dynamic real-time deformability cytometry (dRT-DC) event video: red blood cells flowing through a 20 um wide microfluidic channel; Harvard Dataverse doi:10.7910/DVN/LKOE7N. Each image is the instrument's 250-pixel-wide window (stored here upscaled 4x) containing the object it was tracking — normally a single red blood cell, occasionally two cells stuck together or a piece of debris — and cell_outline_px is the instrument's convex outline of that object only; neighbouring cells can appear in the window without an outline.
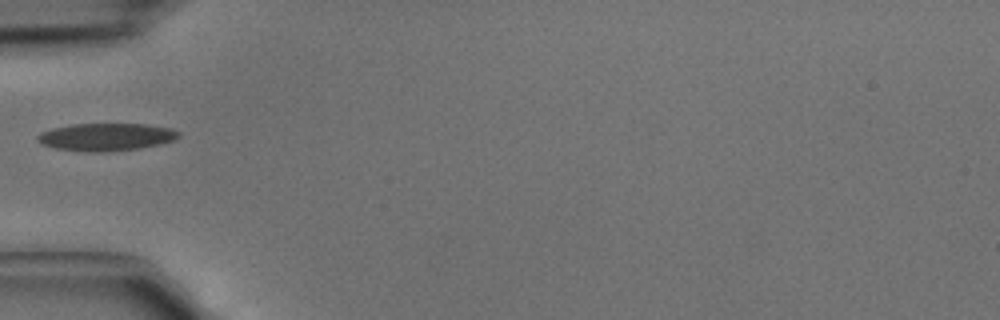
{"species": "common noctule bat (a hibernating species)", "species_latin": "Nyctalus noctula", "temperature_condition": "cold", "stored_images_in_passage": 5, "camera_frame_rate_fps": 3000, "um_per_image_px": 0.085, "animal": {"sex": "male", "body_mass_g": 15.6}, "frame": {"image": 1, "passage_image": 5, "time_ms": 1.333, "image_size_px": [1000, 320], "cell_outline_px": [[180, 136], [172, 140], [160, 144], [140, 148], [104, 152], [88, 152], [56, 148], [40, 144], [36, 140], [36, 136], [40, 132], [52, 128], [72, 124], [148, 124], [172, 128], [180, 132]], "centroid_in_image_um": [9.0, 11.64], "position_along_channel_um": 76.0, "area_um2": 22.83}}